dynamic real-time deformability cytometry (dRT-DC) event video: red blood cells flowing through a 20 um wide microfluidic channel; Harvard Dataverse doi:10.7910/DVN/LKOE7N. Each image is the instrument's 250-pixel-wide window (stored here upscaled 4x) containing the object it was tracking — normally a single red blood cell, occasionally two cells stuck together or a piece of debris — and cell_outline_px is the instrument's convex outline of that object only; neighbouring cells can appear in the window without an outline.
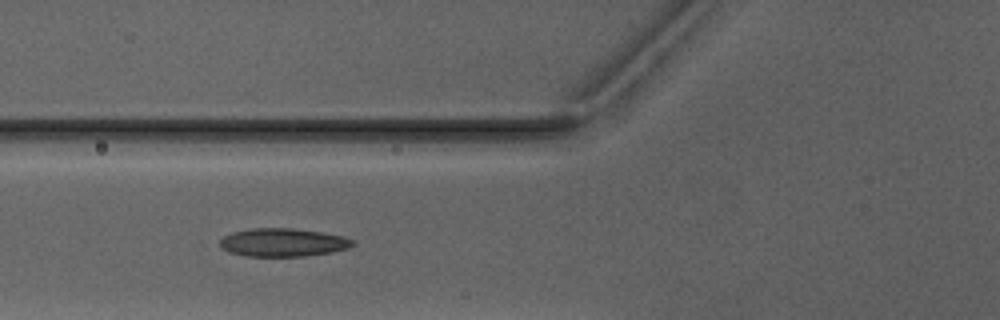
{"species": "Egyptian fruit bat (a non-hibernating species)", "species_latin": "Rousettus aegyptiacus", "temperature_condition": "warm", "stored_images_in_passage": 5, "camera_frame_rate_fps": 3000, "um_per_image_px": 0.085, "animal": {"sex": "male"}, "frame": {"image": 1, "passage_image": 5, "time_ms": 4.667, "image_size_px": [1000, 320], "cell_outline_px": [[356, 244], [348, 248], [332, 252], [304, 256], [248, 256], [228, 252], [220, 248], [220, 240], [224, 236], [232, 232], [252, 228], [296, 228], [344, 236], [356, 240]], "centroid_in_image_um": [24.07, 20.6], "position_along_channel_um": 101.7, "area_um2": 22.02}}